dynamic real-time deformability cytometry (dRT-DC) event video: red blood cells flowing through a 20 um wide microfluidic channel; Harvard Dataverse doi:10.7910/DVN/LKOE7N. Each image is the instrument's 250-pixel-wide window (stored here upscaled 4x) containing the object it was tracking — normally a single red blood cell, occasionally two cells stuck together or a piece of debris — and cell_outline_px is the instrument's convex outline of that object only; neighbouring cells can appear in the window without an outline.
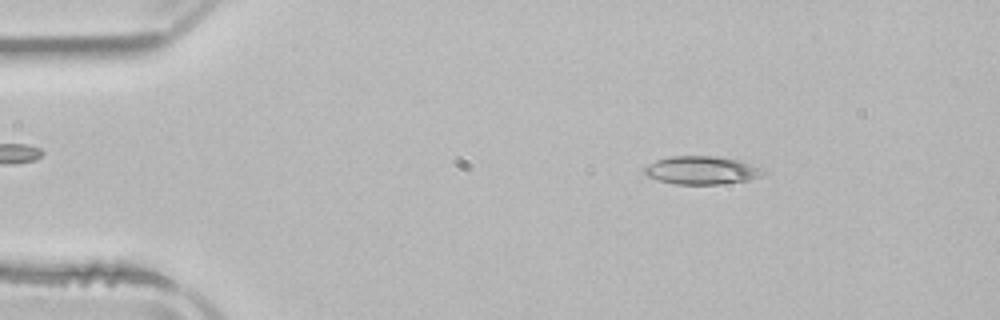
{"species": "common noctule bat (a hibernating species)", "species_latin": "Nyctalus noctula", "temperature_condition": "room temperature", "stored_images_in_passage": 4, "camera_frame_rate_fps": 3000, "um_per_image_px": 0.085, "animal": {"sex": "male", "body_mass_g": 21.5, "forearm_length_mm": 52.0}, "frame": {"image": 1, "passage_image": 1, "time_ms": 0.0, "image_size_px": [1000, 320], "cell_outline_px": [[764, 172], [760, 176], [748, 180], [720, 184], [676, 184], [660, 180], [648, 176], [644, 172], [644, 168], [648, 164], [656, 160], [672, 156], [712, 156], [740, 160]], "centroid_in_image_um": [59.58, 14.47], "position_along_channel_um": 25.4, "area_um2": 19.02}}
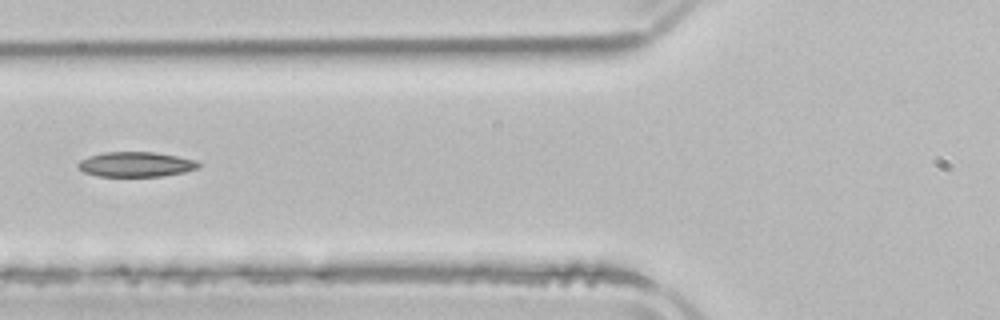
{"frame": {"image": 2, "passage_image": 3, "time_ms": 4.0, "image_size_px": [1000, 320], "cell_outline_px": [[204, 164], [200, 168], [184, 172], [160, 176], [100, 176], [84, 172], [76, 164], [80, 160], [88, 156], [104, 152], [156, 152], [196, 160]], "centroid_in_image_um": [11.59, 13.96], "position_along_channel_um": 114.2, "area_um2": 17.57}}
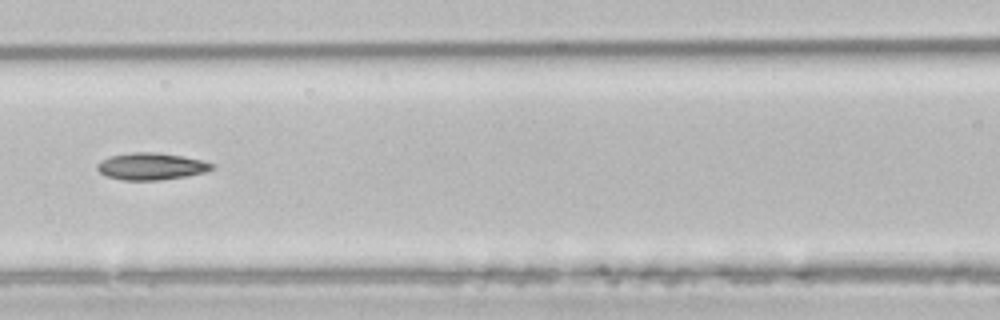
{"frame": {"image": 3, "passage_image": 4, "time_ms": 5.0, "image_size_px": [1000, 320], "cell_outline_px": [[216, 168], [204, 172], [184, 176], [160, 180], [124, 180], [104, 176], [96, 168], [96, 164], [100, 160], [108, 156], [132, 152], [156, 152], [184, 156], [216, 164]], "centroid_in_image_um": [12.82, 14.13], "position_along_channel_um": 153.8, "area_um2": 18.21}}